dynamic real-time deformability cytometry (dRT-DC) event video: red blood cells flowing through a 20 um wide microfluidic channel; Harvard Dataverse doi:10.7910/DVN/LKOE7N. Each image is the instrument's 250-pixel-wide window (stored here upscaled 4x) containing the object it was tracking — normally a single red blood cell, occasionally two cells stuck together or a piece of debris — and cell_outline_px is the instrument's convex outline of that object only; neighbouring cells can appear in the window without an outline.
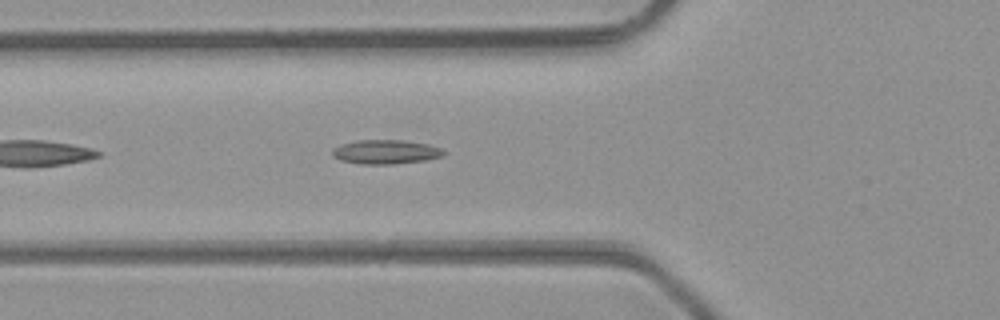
{"species": "common noctule bat (a hibernating species)", "species_latin": "Nyctalus noctula", "temperature_condition": "room temperature", "stored_images_in_passage": 31, "camera_frame_rate_fps": 3000, "um_per_image_px": 0.085, "animal": {"sex": "male", "body_mass_g": 23.1, "forearm_length_mm": 52.7}, "frame": {"image": 1, "passage_image": 5, "time_ms": 1.333, "image_size_px": [1000, 320], "cell_outline_px": [[444, 156], [424, 160], [392, 164], [360, 164], [340, 160], [332, 156], [332, 148], [340, 144], [356, 140], [404, 140], [428, 144], [440, 148], [444, 152]], "centroid_in_image_um": [32.73, 12.9], "position_along_channel_um": 93.1, "area_um2": 15.72}}
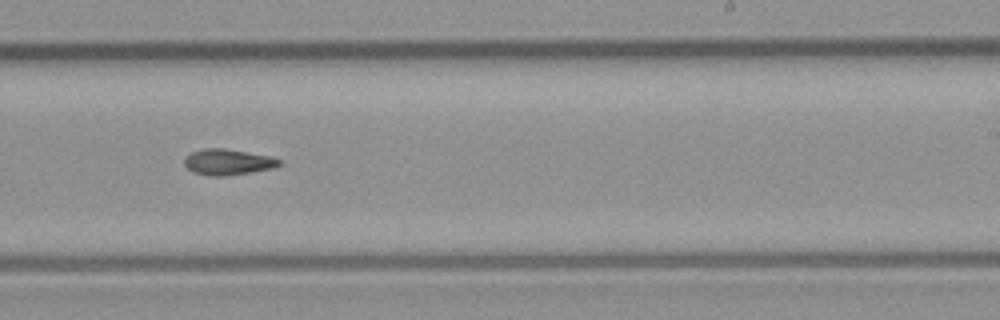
{"frame": {"image": 2, "passage_image": 17, "time_ms": 5.333, "image_size_px": [1000, 320], "cell_outline_px": [[284, 164], [276, 168], [224, 176], [212, 176], [192, 172], [184, 164], [184, 156], [192, 152], [204, 148], [224, 148], [272, 156], [280, 160]], "centroid_in_image_um": [19.4, 13.77], "position_along_channel_um": 269.6, "area_um2": 14.51}}
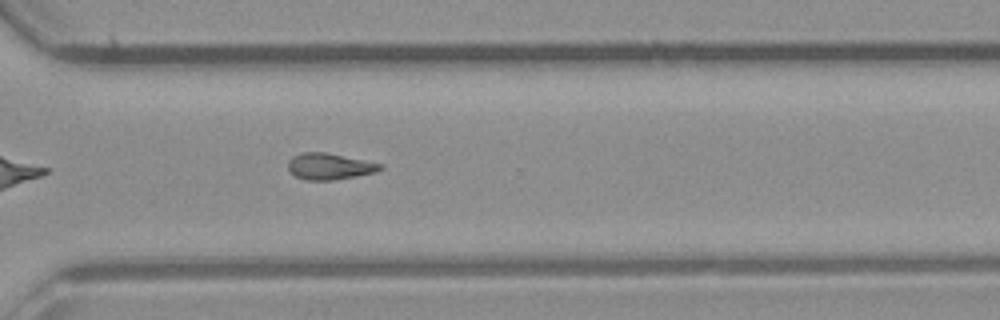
{"frame": {"image": 3, "passage_image": 22, "time_ms": 7.0, "image_size_px": [1000, 320], "cell_outline_px": [[384, 168], [376, 172], [356, 176], [332, 180], [304, 180], [288, 172], [288, 160], [292, 156], [300, 152], [324, 152], [384, 164]], "centroid_in_image_um": [27.98, 14.14], "position_along_channel_um": 342.6, "area_um2": 14.28}, "authors_computed_cell_mechanics": {"area_um2": 14.0454, "velocity_mm_per_s": 4.402, "shape_relaxation_time_tau1_ms": null, "shape_relaxation_time_tau2_ms": 11.0976, "deformation_change_tau1": null, "deformation_change_tau2": 0.2259}}